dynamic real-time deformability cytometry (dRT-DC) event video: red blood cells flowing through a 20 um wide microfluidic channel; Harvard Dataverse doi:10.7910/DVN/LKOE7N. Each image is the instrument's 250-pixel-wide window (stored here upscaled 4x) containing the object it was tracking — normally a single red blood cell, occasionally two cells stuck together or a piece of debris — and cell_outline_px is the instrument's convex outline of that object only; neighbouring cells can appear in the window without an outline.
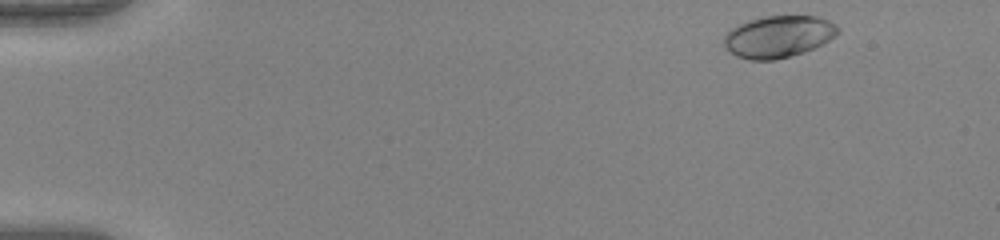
{"species": "human", "species_latin": "Homo sapiens", "temperature_condition": "warm", "stored_images_in_passage": 48, "camera_frame_rate_fps": 3000, "um_per_image_px": 0.085, "donor": {"sex": "female"}, "frame": {"image": 1, "passage_image": 2, "time_ms": 0.333, "image_size_px": [1000, 240], "cell_outline_px": [[840, 32], [836, 36], [804, 52], [776, 60], [748, 60], [736, 56], [724, 44], [724, 32], [748, 20], [764, 16], [816, 16], [828, 20], [836, 24], [840, 28]], "centroid_in_image_um": [66.16, 3.1], "position_along_channel_um": 18.8, "area_um2": 27.8}}
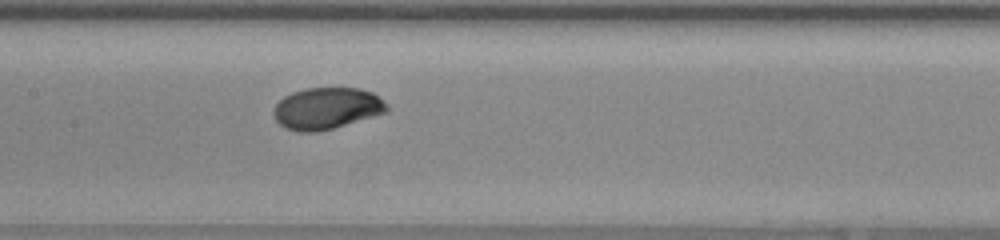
{"frame": {"image": 2, "passage_image": 23, "time_ms": 7.333, "image_size_px": [1000, 240], "cell_outline_px": [[388, 112], [332, 128], [316, 132], [296, 132], [284, 128], [276, 120], [272, 112], [276, 104], [284, 96], [292, 92], [304, 88], [360, 88], [372, 92], [388, 104]], "centroid_in_image_um": [27.75, 9.21], "position_along_channel_um": 179.6, "area_um2": 27.57}}
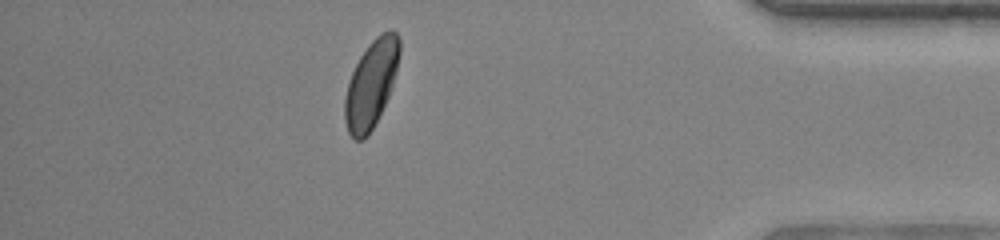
{"frame": {"image": 3, "passage_image": 42, "time_ms": 13.667, "image_size_px": [1000, 240], "cell_outline_px": [[400, 52], [396, 72], [388, 96], [368, 136], [364, 140], [356, 140], [348, 132], [344, 120], [344, 100], [348, 84], [352, 72], [360, 56], [368, 44], [376, 36], [392, 28], [400, 36]], "centroid_in_image_um": [31.55, 7.11], "position_along_channel_um": 403.7, "area_um2": 27.63}, "authors_computed_cell_mechanics": {"area_um2": 27.3972, "velocity_mm_per_s": 4.0807, "shape_relaxation_time_tau1_ms": 2.8165, "shape_relaxation_time_tau2_ms": null, "deformation_change_tau1": 0.1584, "deformation_change_tau2": null}}